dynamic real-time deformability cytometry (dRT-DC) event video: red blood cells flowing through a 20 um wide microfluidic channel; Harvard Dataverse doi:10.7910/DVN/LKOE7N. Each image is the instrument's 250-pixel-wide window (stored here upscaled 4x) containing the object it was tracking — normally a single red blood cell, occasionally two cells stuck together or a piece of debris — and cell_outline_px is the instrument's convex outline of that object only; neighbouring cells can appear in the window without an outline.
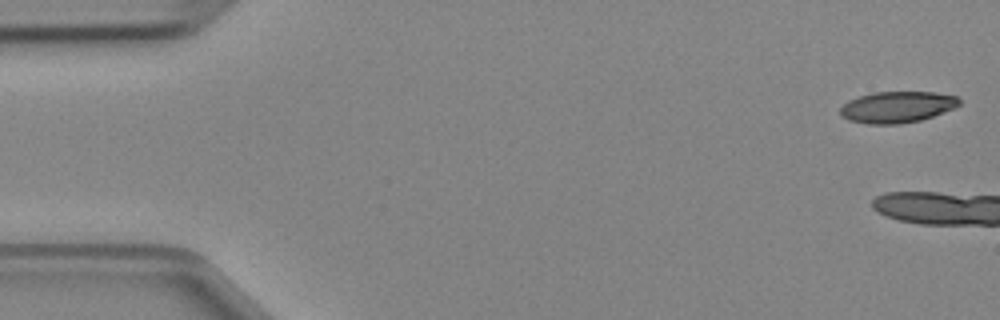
{"species": "Egyptian fruit bat (a non-hibernating species)", "species_latin": "Rousettus aegyptiacus", "temperature_condition": "cold", "stored_images_in_passage": 4, "camera_frame_rate_fps": 3000, "um_per_image_px": 0.085, "animal": {"sex": "female"}, "frame": {"image": 1, "passage_image": 1, "time_ms": 0.0, "image_size_px": [1000, 320], "cell_outline_px": [[960, 104], [952, 108], [932, 116], [920, 120], [900, 124], [868, 124], [848, 120], [840, 116], [840, 108], [848, 100], [872, 92], [936, 92], [956, 96], [960, 100]], "centroid_in_image_um": [76.21, 9.1], "position_along_channel_um": 8.8, "area_um2": 21.68}}